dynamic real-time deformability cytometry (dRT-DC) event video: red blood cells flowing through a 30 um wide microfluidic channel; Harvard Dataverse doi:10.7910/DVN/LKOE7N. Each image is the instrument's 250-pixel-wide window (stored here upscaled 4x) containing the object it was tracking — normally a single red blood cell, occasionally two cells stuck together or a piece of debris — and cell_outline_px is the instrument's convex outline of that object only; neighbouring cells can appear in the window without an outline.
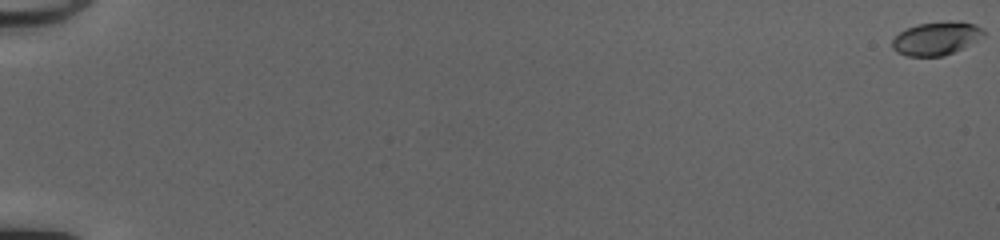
{"species": "common noctule bat (a hibernating species)", "species_latin": "Nyctalus noctula", "temperature_condition": "cold", "stored_images_in_passage": 53, "camera_frame_rate_fps": 3000, "um_per_image_px": 0.085, "animal": {"sex": "female", "body_mass_g": 20.0, "forearm_length_mm": 54.0}, "frame": {"image": 1, "passage_image": 1, "time_ms": 0.0, "image_size_px": [1000, 240], "cell_outline_px": [[984, 36], [944, 56], [908, 56], [896, 52], [892, 48], [892, 40], [900, 32], [916, 24], [972, 24], [980, 28], [984, 32]], "centroid_in_image_um": [79.48, 3.32], "position_along_channel_um": 5.5, "area_um2": 16.59}}
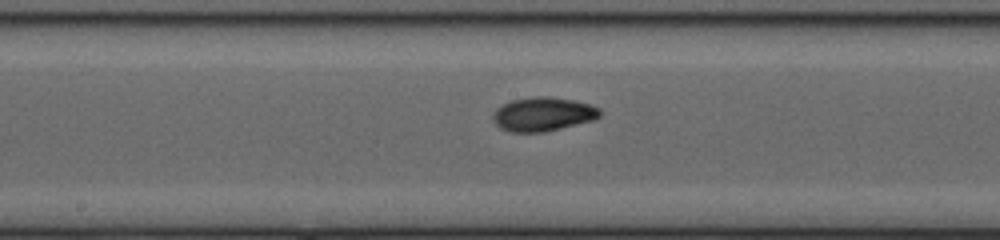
{"frame": {"image": 2, "passage_image": 31, "time_ms": 10.0, "image_size_px": [1000, 240], "cell_outline_px": [[600, 116], [592, 120], [544, 132], [512, 132], [500, 128], [496, 124], [492, 116], [496, 108], [512, 100], [536, 96], [548, 96], [572, 100], [592, 104], [600, 108]], "centroid_in_image_um": [46.15, 9.7], "position_along_channel_um": 202.0, "area_um2": 20.98}}
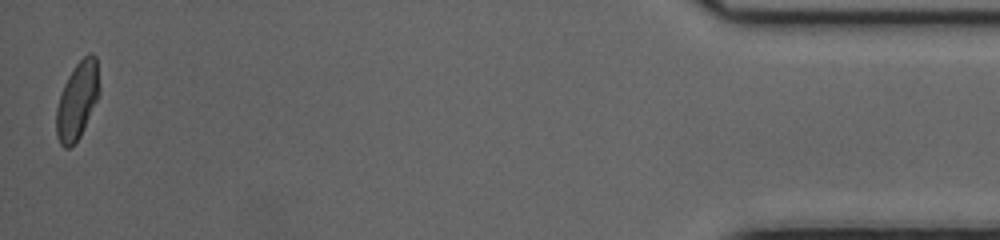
{"frame": {"image": 3, "passage_image": 53, "time_ms": 17.333, "image_size_px": [1000, 240], "cell_outline_px": [[100, 92], [80, 136], [68, 148], [64, 148], [60, 144], [56, 136], [56, 108], [64, 84], [68, 76], [76, 64], [88, 52], [92, 52], [96, 56], [100, 88]], "centroid_in_image_um": [6.57, 8.51], "position_along_channel_um": 428.6, "area_um2": 19.25}, "authors_computed_cell_mechanics": {"area_um2": 19.2474, "velocity_mm_per_s": 4.1565, "shape_relaxation_time_tau1_ms": 5.9151, "shape_relaxation_time_tau2_ms": 1.5271, "deformation_change_tau1": 0.1843, "deformation_change_tau2": 0.0547}}